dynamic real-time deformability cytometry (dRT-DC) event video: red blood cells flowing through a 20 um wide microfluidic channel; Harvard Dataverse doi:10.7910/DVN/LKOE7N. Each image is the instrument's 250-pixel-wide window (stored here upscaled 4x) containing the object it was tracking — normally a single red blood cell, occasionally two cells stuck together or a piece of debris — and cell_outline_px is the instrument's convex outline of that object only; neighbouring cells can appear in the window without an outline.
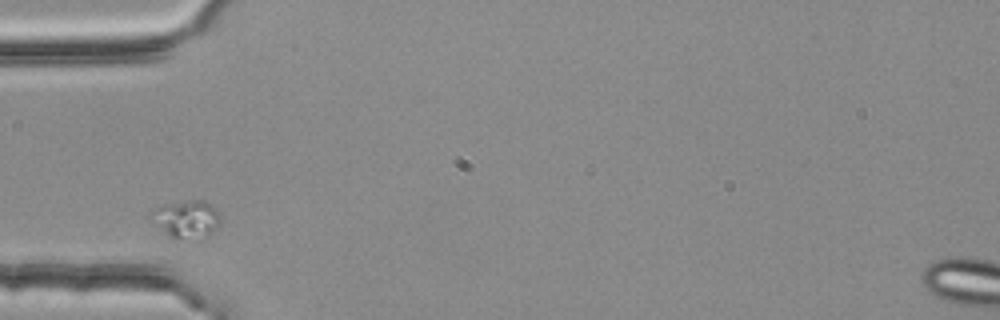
{"species": "common noctule bat (a hibernating species)", "species_latin": "Nyctalus noctula", "temperature_condition": "room temperature", "stored_images_in_passage": 1, "camera_frame_rate_fps": 3000, "um_per_image_px": 0.085, "animal": {"sex": "female", "body_mass_g": 25.1}, "frame": {"image": 1, "passage_image": 1, "time_ms": 0.0, "image_size_px": [1000, 320], "cell_outline_px": [[220, 220], [216, 228], [204, 240], [196, 240], [168, 236], [152, 224], [148, 220], [148, 216], [156, 208], [164, 204], [188, 200], [204, 200], [212, 204], [220, 212]], "centroid_in_image_um": [15.84, 18.63], "position_along_channel_um": 69.2, "area_um2": 15.78}}